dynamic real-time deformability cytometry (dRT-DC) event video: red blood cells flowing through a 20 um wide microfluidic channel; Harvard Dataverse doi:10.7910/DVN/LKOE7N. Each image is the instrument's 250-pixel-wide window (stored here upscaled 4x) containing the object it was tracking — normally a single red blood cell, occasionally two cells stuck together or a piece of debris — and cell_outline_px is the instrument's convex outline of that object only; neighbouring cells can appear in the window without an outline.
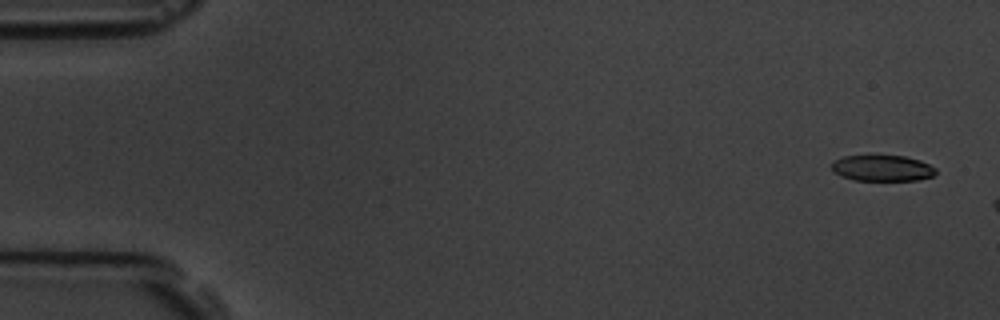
{"species": "common noctule bat (a hibernating species)", "species_latin": "Nyctalus noctula", "temperature_condition": "room temperature", "stored_images_in_passage": 5, "camera_frame_rate_fps": 3000, "um_per_image_px": 0.085, "animal": {"sex": "male", "body_mass_g": 19.5, "forearm_length_mm": 54.6}, "frame": {"image": 1, "passage_image": 1, "time_ms": 0.0, "image_size_px": [1000, 320], "cell_outline_px": [[936, 172], [932, 176], [916, 180], [856, 180], [840, 176], [832, 172], [832, 164], [836, 160], [844, 156], [872, 152], [904, 156], [920, 160], [936, 168]], "centroid_in_image_um": [74.95, 14.23], "position_along_channel_um": 10.1, "area_um2": 16.47}}